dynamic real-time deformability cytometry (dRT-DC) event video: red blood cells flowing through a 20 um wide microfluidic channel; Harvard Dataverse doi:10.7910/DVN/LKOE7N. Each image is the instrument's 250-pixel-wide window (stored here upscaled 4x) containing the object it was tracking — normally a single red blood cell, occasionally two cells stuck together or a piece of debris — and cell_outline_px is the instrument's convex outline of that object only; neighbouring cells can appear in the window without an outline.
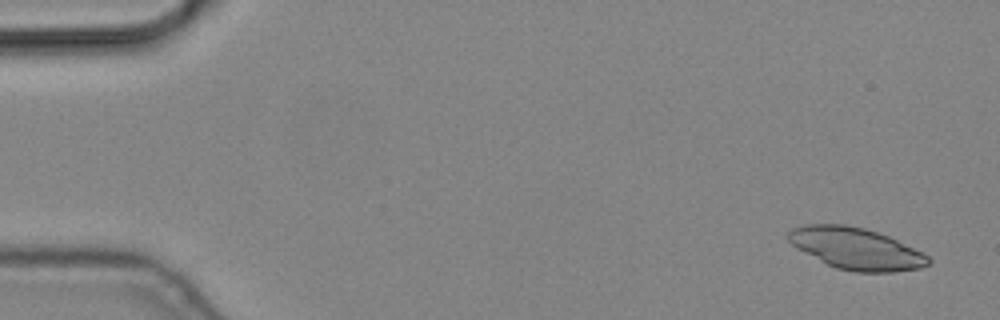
{"species": "common noctule bat (a hibernating species)", "species_latin": "Nyctalus noctula", "temperature_condition": "cold", "stored_images_in_passage": 6, "camera_frame_rate_fps": 3000, "um_per_image_px": 0.085, "animal": {"sex": "male", "body_mass_g": 19.2, "forearm_length_mm": 51.8}, "frame": {"image": 1, "passage_image": 1, "time_ms": 0.0, "image_size_px": [1000, 320], "cell_outline_px": [[932, 260], [928, 264], [920, 268], [896, 272], [852, 272], [836, 268], [796, 248], [788, 240], [788, 232], [792, 228], [804, 224], [844, 224], [864, 228], [888, 236], [924, 252]], "centroid_in_image_um": [72.78, 21.13], "position_along_channel_um": 12.2, "area_um2": 33.99}}